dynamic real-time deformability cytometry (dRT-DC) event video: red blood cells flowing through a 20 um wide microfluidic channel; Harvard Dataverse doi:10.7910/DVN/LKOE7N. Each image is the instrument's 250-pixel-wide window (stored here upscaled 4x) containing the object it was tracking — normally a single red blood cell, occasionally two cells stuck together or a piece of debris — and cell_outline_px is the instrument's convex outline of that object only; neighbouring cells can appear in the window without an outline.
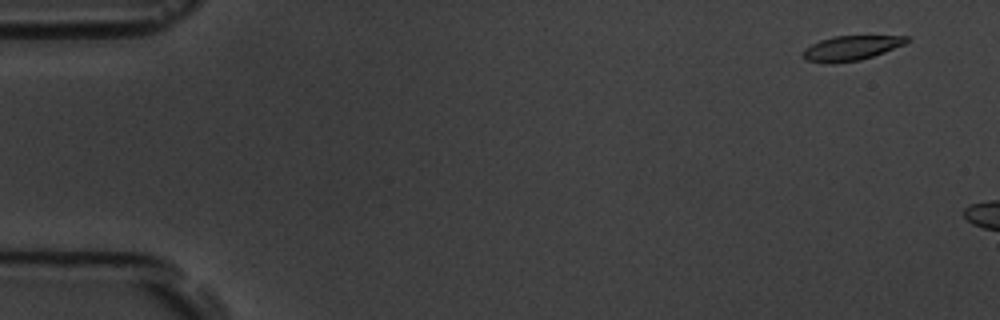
{"species": "common noctule bat (a hibernating species)", "species_latin": "Nyctalus noctula", "temperature_condition": "room temperature", "stored_images_in_passage": 3, "camera_frame_rate_fps": 3000, "um_per_image_px": 0.085, "animal": {"sex": "male", "body_mass_g": 19.5, "forearm_length_mm": 54.6}, "frame": {"image": 1, "passage_image": 2, "time_ms": 1.0, "image_size_px": [1000, 320], "cell_outline_px": [[908, 40], [904, 44], [884, 52], [860, 60], [832, 64], [804, 60], [804, 48], [820, 40], [832, 36], [908, 36]], "centroid_in_image_um": [72.3, 4.09], "position_along_channel_um": 12.7, "area_um2": 14.8}}